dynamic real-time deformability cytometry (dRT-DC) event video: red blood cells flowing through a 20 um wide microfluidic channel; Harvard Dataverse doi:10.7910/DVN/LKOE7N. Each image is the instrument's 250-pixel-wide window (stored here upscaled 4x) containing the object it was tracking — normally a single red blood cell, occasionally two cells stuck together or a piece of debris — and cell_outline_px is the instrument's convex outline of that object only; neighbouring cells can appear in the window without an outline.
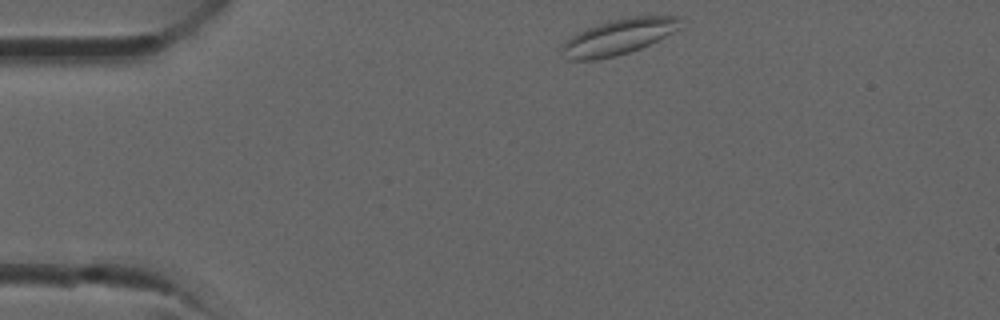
{"species": "common noctule bat (a hibernating species)", "species_latin": "Nyctalus noctula", "temperature_condition": "room temperature", "stored_images_in_passage": 31, "camera_frame_rate_fps": 3000, "um_per_image_px": 0.085, "animal": {"sex": "male", "forearm_length_mm": 52.5}, "frame": {"image": 1, "passage_image": 1, "time_ms": 0.0, "image_size_px": [1000, 320], "cell_outline_px": [[684, 28], [640, 48], [616, 56], [592, 60], [568, 60], [560, 56], [564, 40], [588, 28], [608, 20], [628, 16], [684, 16]], "centroid_in_image_um": [52.64, 3.11], "position_along_channel_um": 32.4, "area_um2": 25.09}}
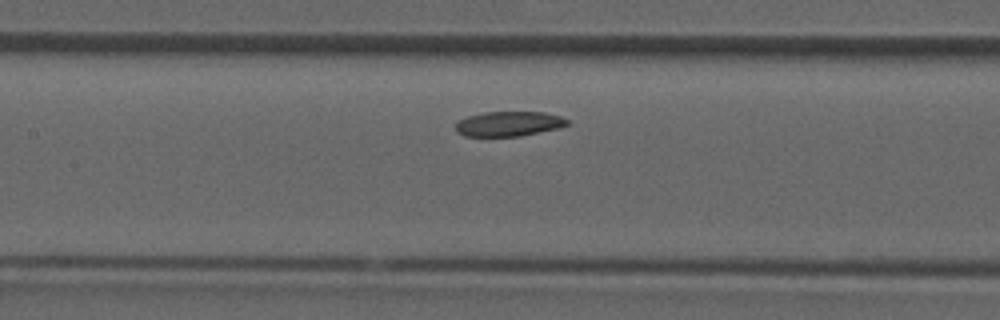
{"frame": {"image": 2, "passage_image": 11, "time_ms": 3.333, "image_size_px": [1000, 320], "cell_outline_px": [[568, 124], [560, 128], [520, 136], [464, 136], [456, 132], [456, 124], [460, 120], [468, 116], [484, 112], [544, 112], [560, 116], [568, 120]], "centroid_in_image_um": [43.25, 10.52], "position_along_channel_um": 164.1, "area_um2": 16.13}}
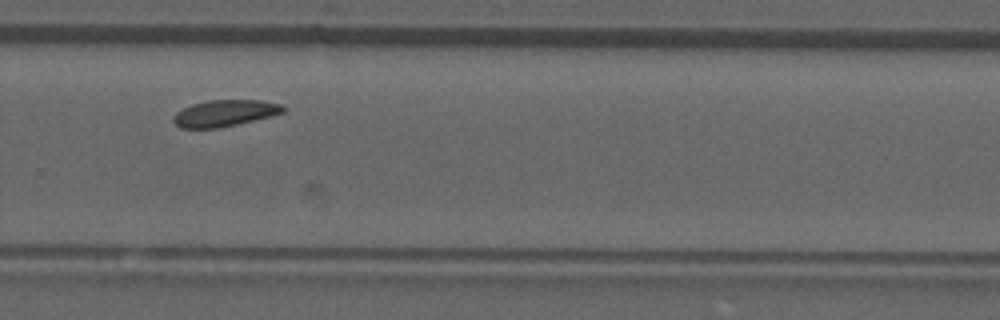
{"frame": {"image": 3, "passage_image": 19, "time_ms": 6.0, "image_size_px": [1000, 320], "cell_outline_px": [[284, 112], [272, 116], [220, 128], [180, 128], [172, 120], [172, 116], [176, 112], [192, 104], [208, 100], [260, 100], [284, 104]], "centroid_in_image_um": [19.11, 9.62], "position_along_channel_um": 310.7, "area_um2": 17.05}}